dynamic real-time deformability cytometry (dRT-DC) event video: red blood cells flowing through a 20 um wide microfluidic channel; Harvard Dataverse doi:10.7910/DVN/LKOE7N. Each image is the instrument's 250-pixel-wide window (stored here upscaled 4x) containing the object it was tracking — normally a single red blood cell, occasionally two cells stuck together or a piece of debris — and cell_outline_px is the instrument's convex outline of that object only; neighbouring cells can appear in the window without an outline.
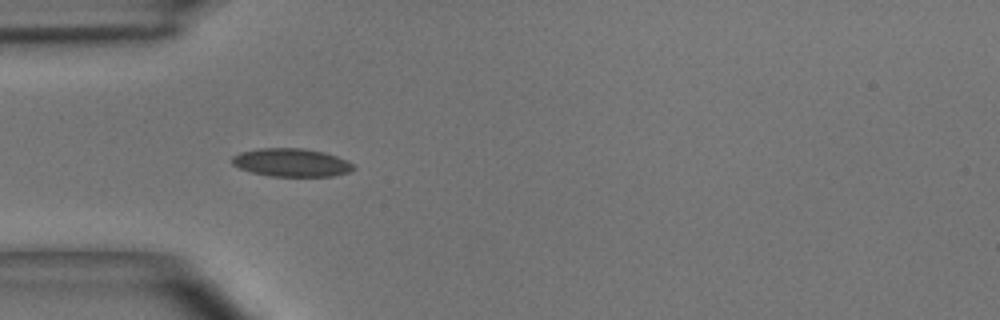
{"species": "common noctule bat (a hibernating species)", "species_latin": "Nyctalus noctula", "temperature_condition": "room temperature", "stored_images_in_passage": 5, "camera_frame_rate_fps": 3000, "um_per_image_px": 0.085, "animal": {"sex": "male", "body_mass_g": 15.6}, "frame": {"image": 1, "passage_image": 4, "time_ms": 1.0, "image_size_px": [1000, 320], "cell_outline_px": [[356, 168], [352, 172], [332, 176], [272, 176], [252, 172], [240, 168], [232, 164], [232, 156], [240, 152], [260, 148], [304, 148], [324, 152], [348, 160]], "centroid_in_image_um": [24.8, 13.81], "position_along_channel_um": 60.2, "area_um2": 20.0}}
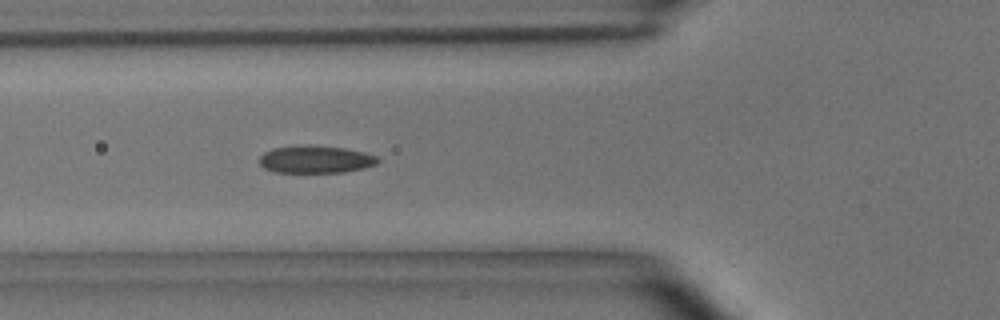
{"frame": {"image": 2, "passage_image": 5, "time_ms": 1.333, "image_size_px": [1000, 320], "cell_outline_px": [[380, 160], [376, 164], [364, 168], [344, 172], [276, 172], [264, 168], [260, 164], [260, 156], [264, 152], [272, 148], [344, 148], [364, 152], [376, 156]], "centroid_in_image_um": [26.86, 13.6], "position_along_channel_um": 98.9, "area_um2": 17.98}}